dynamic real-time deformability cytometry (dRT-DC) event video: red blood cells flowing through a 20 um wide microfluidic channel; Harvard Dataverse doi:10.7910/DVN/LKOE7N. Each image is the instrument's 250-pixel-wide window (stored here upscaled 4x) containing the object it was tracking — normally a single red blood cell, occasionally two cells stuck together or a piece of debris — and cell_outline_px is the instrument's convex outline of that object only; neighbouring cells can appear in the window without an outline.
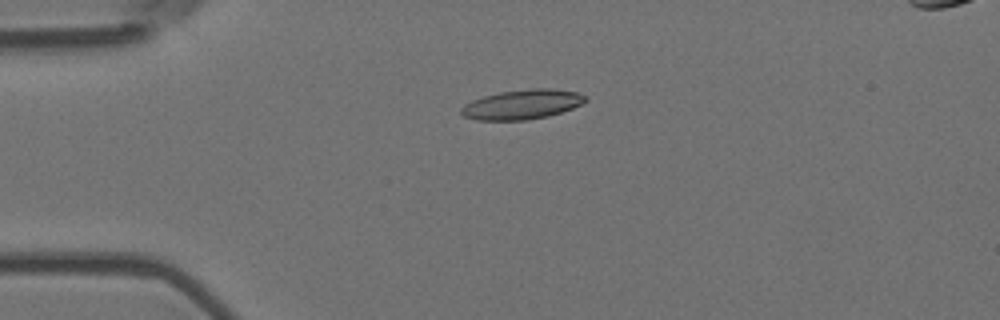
{"species": "Egyptian fruit bat (a non-hibernating species)", "species_latin": "Rousettus aegyptiacus", "temperature_condition": "room temperature", "stored_images_in_passage": 35, "camera_frame_rate_fps": 3000, "um_per_image_px": 0.085, "animal": {"sex": "female"}, "frame": {"image": 1, "passage_image": 1, "time_ms": 0.0, "image_size_px": [1000, 320], "cell_outline_px": [[588, 100], [572, 108], [548, 116], [528, 120], [476, 120], [464, 116], [460, 112], [460, 108], [464, 104], [472, 100], [484, 96], [500, 92], [532, 88], [548, 88], [576, 92], [588, 96]], "centroid_in_image_um": [44.37, 8.88], "position_along_channel_um": 40.6, "area_um2": 21.44}}
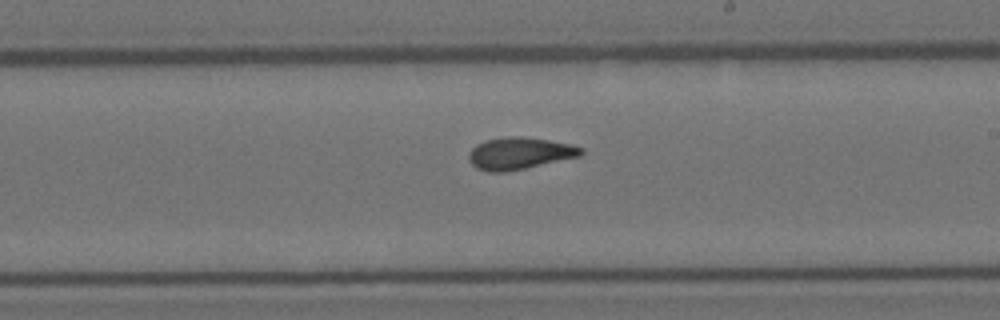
{"frame": {"image": 2, "passage_image": 20, "time_ms": 6.333, "image_size_px": [1000, 320], "cell_outline_px": [[584, 152], [580, 156], [524, 168], [504, 172], [488, 172], [476, 168], [468, 160], [468, 156], [472, 148], [476, 144], [488, 140], [508, 136], [520, 136], [548, 140], [572, 144], [584, 148]], "centroid_in_image_um": [44.16, 13.03], "position_along_channel_um": 244.8, "area_um2": 20.81}}
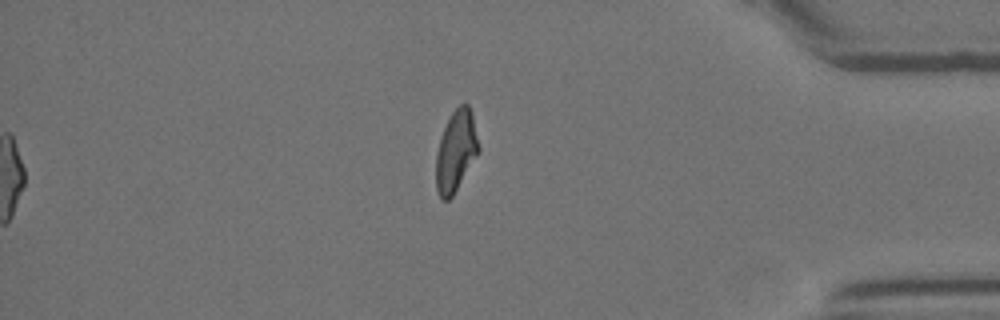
{"frame": {"image": 3, "passage_image": 35, "time_ms": 11.333, "image_size_px": [1000, 320], "cell_outline_px": [[480, 152], [452, 196], [448, 200], [440, 200], [436, 188], [436, 152], [444, 128], [452, 112], [460, 104], [468, 104], [472, 112], [480, 148]], "centroid_in_image_um": [38.76, 12.85], "position_along_channel_um": 396.4, "area_um2": 20.17}, "authors_computed_cell_mechanics": {"area_um2": 20.5768, "velocity_mm_per_s": 3.6634, "shape_relaxation_time_tau1_ms": 6.0395, "shape_relaxation_time_tau2_ms": 2.7183, "deformation_change_tau1": 0.2022, "deformation_change_tau2": 0.0898}}